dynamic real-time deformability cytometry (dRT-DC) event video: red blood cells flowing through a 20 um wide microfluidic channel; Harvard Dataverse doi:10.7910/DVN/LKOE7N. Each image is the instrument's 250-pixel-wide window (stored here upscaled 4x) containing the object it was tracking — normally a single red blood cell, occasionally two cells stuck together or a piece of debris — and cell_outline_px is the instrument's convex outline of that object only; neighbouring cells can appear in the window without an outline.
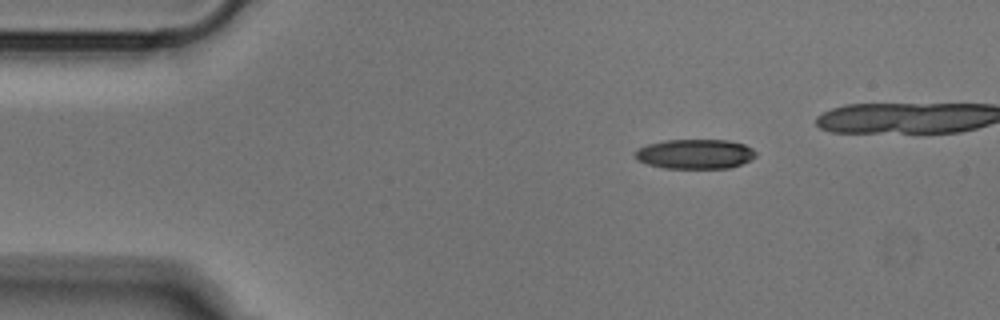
{"species": "Egyptian fruit bat (a non-hibernating species)", "species_latin": "Rousettus aegyptiacus", "temperature_condition": "cold", "stored_images_in_passage": 35, "camera_frame_rate_fps": 3000, "um_per_image_px": 0.085, "animal": {"sex": "male"}, "frame": {"image": 1, "passage_image": 1, "time_ms": 0.0, "image_size_px": [1000, 320], "cell_outline_px": [[756, 156], [752, 160], [728, 168], [664, 168], [648, 164], [636, 160], [636, 148], [648, 144], [664, 140], [728, 140], [744, 144], [752, 148], [756, 152]], "centroid_in_image_um": [59.09, 13.09], "position_along_channel_um": 25.9, "area_um2": 20.92}}
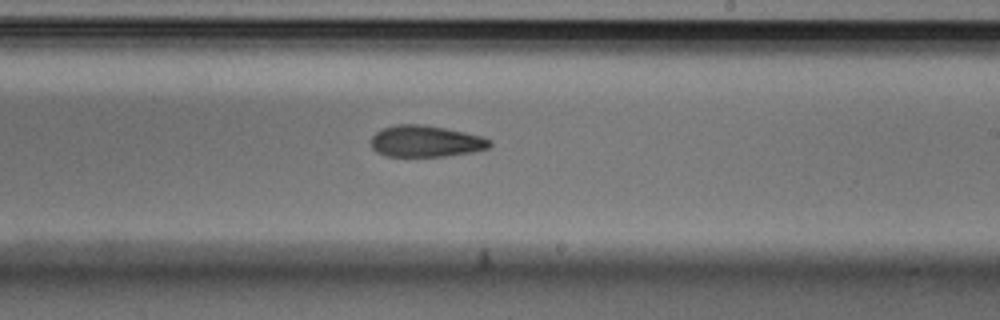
{"frame": {"image": 2, "passage_image": 23, "time_ms": 7.333, "image_size_px": [1000, 320], "cell_outline_px": [[492, 144], [488, 148], [472, 152], [444, 156], [384, 156], [376, 152], [372, 148], [368, 140], [376, 132], [384, 128], [396, 124], [424, 124], [464, 132], [480, 136], [492, 140]], "centroid_in_image_um": [36.14, 12.01], "position_along_channel_um": 252.9, "area_um2": 21.91}}
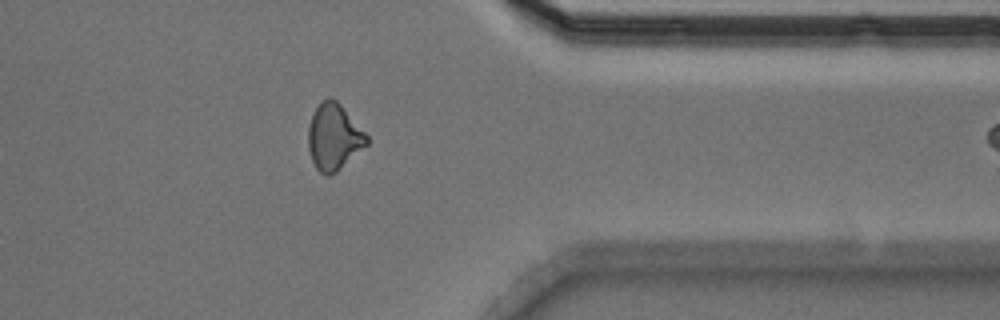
{"frame": {"image": 3, "passage_image": 34, "time_ms": 11.0, "image_size_px": [1000, 320], "cell_outline_px": [[368, 144], [336, 172], [328, 176], [324, 176], [316, 168], [312, 160], [308, 148], [308, 128], [312, 112], [320, 100], [328, 96], [332, 96], [340, 104], [368, 136]], "centroid_in_image_um": [28.35, 11.62], "position_along_channel_um": 383.1, "area_um2": 22.72}}